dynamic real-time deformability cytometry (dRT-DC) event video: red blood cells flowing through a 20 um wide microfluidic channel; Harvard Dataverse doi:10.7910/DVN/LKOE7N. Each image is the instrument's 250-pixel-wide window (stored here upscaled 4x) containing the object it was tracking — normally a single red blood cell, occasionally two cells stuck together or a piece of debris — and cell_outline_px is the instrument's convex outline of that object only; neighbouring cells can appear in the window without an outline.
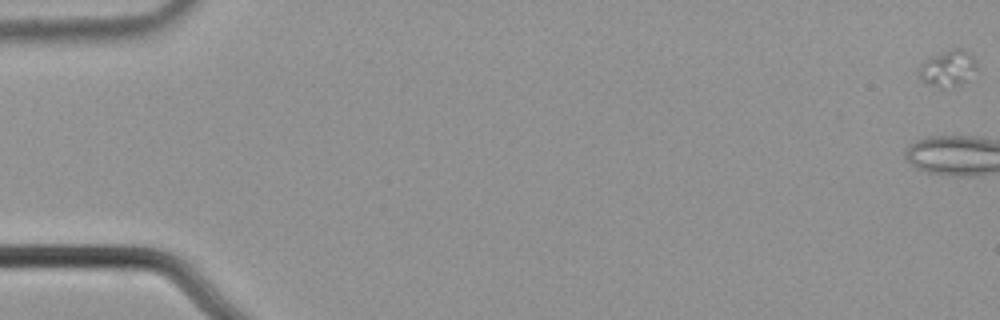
{"species": "common noctule bat (a hibernating species)", "species_latin": "Nyctalus noctula", "temperature_condition": "cold", "stored_images_in_passage": 20, "camera_frame_rate_fps": 3000, "um_per_image_px": 0.085, "animal": {"sex": "male", "body_mass_g": 21.5, "forearm_length_mm": 52.0}, "frame": {"image": 1, "passage_image": 1, "time_ms": 0.0, "image_size_px": [1000, 320], "cell_outline_px": [[976, 68], [960, 84], [944, 88], [924, 80], [920, 76], [920, 64], [924, 60], [932, 56], [952, 48], [960, 48], [972, 56], [976, 64]], "centroid_in_image_um": [80.56, 5.76], "position_along_channel_um": 4.4, "area_um2": 11.44}}